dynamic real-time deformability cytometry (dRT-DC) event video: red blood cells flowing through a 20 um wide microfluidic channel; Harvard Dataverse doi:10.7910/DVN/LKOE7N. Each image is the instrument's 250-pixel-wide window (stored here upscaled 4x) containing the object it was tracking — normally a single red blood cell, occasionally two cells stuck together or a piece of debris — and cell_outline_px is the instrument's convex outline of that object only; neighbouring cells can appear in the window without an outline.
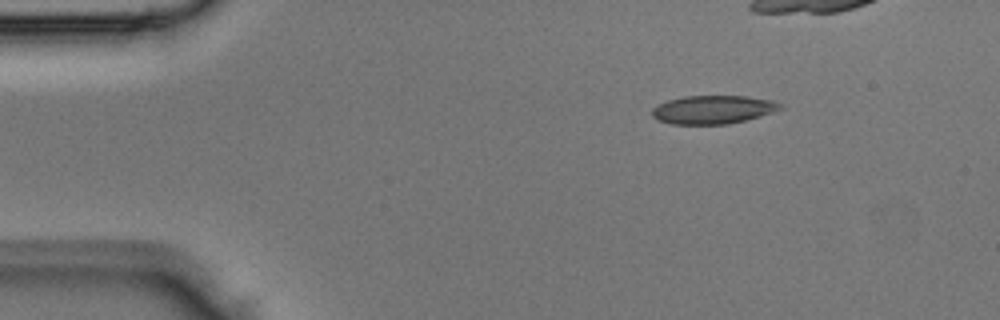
{"species": "Egyptian fruit bat (a non-hibernating species)", "species_latin": "Rousettus aegyptiacus", "temperature_condition": "room temperature", "stored_images_in_passage": 6, "camera_frame_rate_fps": 3000, "um_per_image_px": 0.085, "animal": {"sex": "male"}, "frame": {"image": 1, "passage_image": 1, "time_ms": 0.0, "image_size_px": [1000, 320], "cell_outline_px": [[784, 108], [760, 116], [728, 124], [672, 124], [656, 120], [652, 116], [652, 108], [656, 104], [668, 100], [684, 96], [744, 96], [772, 100], [780, 104]], "centroid_in_image_um": [60.56, 9.31], "position_along_channel_um": 24.4, "area_um2": 21.21}}
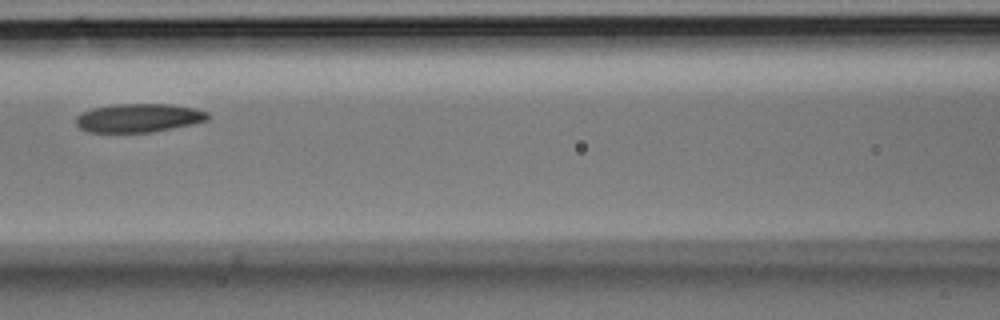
{"frame": {"image": 2, "passage_image": 6, "time_ms": 1.667, "image_size_px": [1000, 320], "cell_outline_px": [[208, 120], [192, 124], [152, 132], [88, 132], [80, 128], [76, 124], [76, 116], [80, 112], [92, 108], [112, 104], [168, 104], [192, 108], [208, 112]], "centroid_in_image_um": [11.73, 10.02], "position_along_channel_um": 154.9, "area_um2": 21.96}}